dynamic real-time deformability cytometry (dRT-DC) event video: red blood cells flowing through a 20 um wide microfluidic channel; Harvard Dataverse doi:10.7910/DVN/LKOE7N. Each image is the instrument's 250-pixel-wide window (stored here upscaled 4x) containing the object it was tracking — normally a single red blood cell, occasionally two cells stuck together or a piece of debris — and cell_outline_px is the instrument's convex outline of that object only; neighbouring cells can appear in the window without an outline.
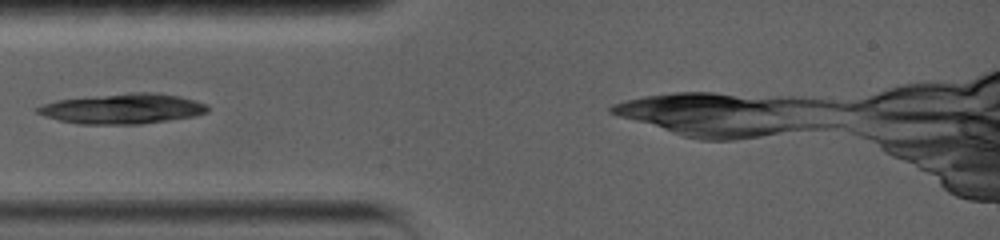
{"species": "common noctule bat (a hibernating species)", "species_latin": "Nyctalus noctula", "temperature_condition": "warm", "stored_images_in_passage": 1, "camera_frame_rate_fps": 5000, "um_per_image_px": 0.085, "animal": {"sex": "female", "body_mass_g": 19.0, "forearm_length_mm": 56.7}, "frame": {"image": 1, "passage_image": 1, "time_ms": 0.0, "image_size_px": [1000, 240], "cell_outline_px": [[208, 112], [196, 116], [140, 124], [80, 124], [60, 120], [44, 116], [36, 112], [36, 108], [44, 104], [56, 100], [132, 92], [156, 92], [180, 96], [208, 104]], "centroid_in_image_um": [10.47, 9.24], "position_along_channel_um": 74.5, "area_um2": 29.88}}